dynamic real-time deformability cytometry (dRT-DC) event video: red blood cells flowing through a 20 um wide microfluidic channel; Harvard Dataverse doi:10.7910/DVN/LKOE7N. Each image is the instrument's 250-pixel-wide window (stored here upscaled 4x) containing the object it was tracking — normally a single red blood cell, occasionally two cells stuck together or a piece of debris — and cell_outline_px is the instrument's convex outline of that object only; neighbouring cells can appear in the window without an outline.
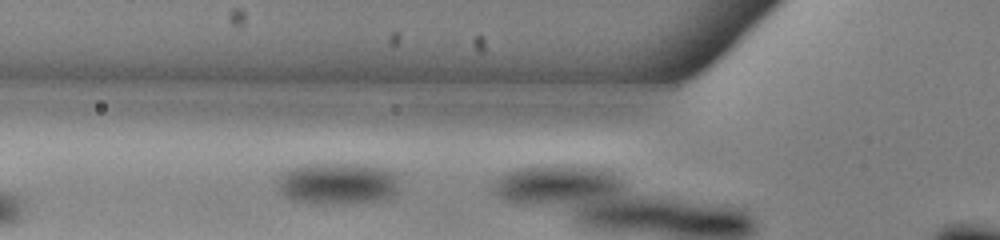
{"species": "common noctule bat (a hibernating species)", "species_latin": "Nyctalus noctula", "temperature_condition": "warm", "stored_images_in_passage": 38, "camera_frame_rate_fps": 3000, "um_per_image_px": 0.085, "animal": {"sex": "male", "body_mass_g": 13.0, "forearm_length_mm": 53.1}, "frame": {"image": 1, "passage_image": 18, "time_ms": 5.667, "image_size_px": [1000, 240], "cell_outline_px": [[396, 192], [392, 196], [380, 200], [292, 200], [284, 196], [280, 192], [276, 180], [284, 172], [292, 168], [304, 164], [356, 164], [380, 168], [392, 172], [396, 176]], "centroid_in_image_um": [28.64, 15.53], "position_along_channel_um": 97.2, "area_um2": 27.8}}